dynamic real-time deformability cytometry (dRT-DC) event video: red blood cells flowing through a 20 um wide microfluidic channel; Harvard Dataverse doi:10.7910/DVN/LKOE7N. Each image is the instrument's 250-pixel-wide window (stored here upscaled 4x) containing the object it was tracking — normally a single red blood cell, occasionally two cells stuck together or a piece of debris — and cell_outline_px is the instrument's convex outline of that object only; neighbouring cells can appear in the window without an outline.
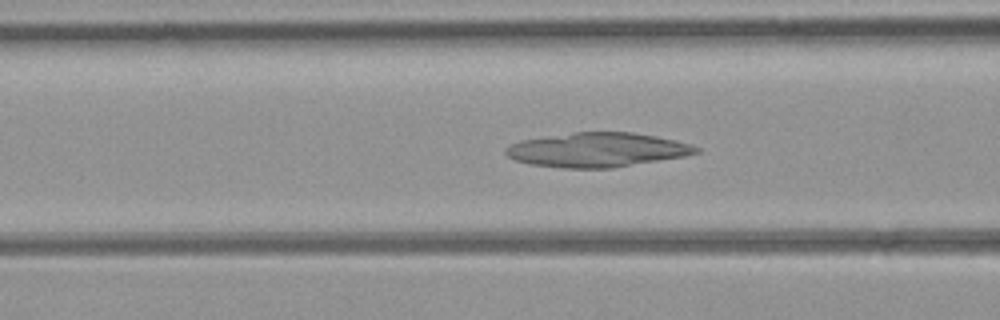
{"species": "common noctule bat (a hibernating species)", "species_latin": "Nyctalus noctula", "temperature_condition": "room temperature", "stored_images_in_passage": 51, "camera_frame_rate_fps": 3000, "um_per_image_px": 0.085, "animal": {"sex": "female", "body_mass_g": 21.9}, "frame": {"image": 1, "passage_image": 19, "time_ms": 6.0, "image_size_px": [1000, 320], "cell_outline_px": [[700, 152], [684, 156], [612, 168], [564, 168], [532, 164], [516, 160], [508, 156], [504, 152], [504, 148], [512, 144], [524, 140], [572, 132], [632, 132], [656, 136], [688, 144], [700, 148]], "centroid_in_image_um": [50.76, 12.74], "position_along_channel_um": 115.8, "area_um2": 37.63}}
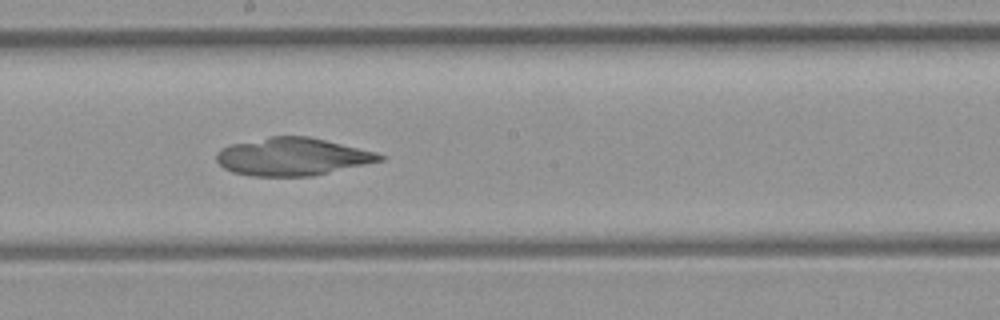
{"frame": {"image": 2, "passage_image": 27, "time_ms": 8.667, "image_size_px": [1000, 320], "cell_outline_px": [[388, 156], [384, 160], [312, 176], [252, 176], [232, 172], [224, 168], [216, 160], [216, 152], [220, 148], [232, 144], [272, 136], [308, 136], [376, 152]], "centroid_in_image_um": [24.85, 13.32], "position_along_channel_um": 223.3, "area_um2": 35.78}}
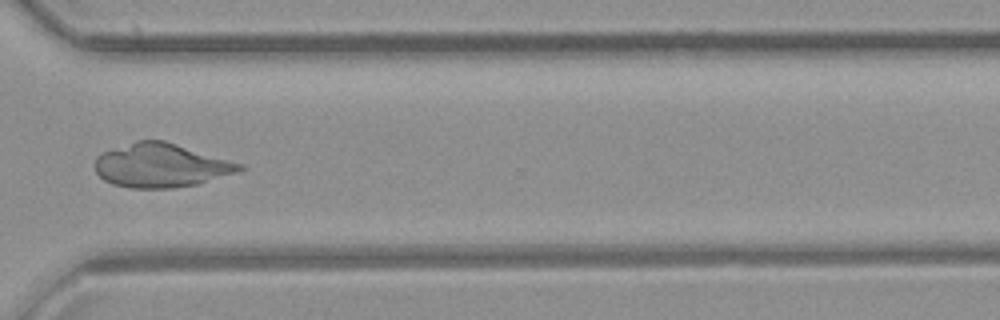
{"frame": {"image": 3, "passage_image": 37, "time_ms": 12.0, "image_size_px": [1000, 320], "cell_outline_px": [[248, 168], [240, 172], [196, 184], [172, 188], [132, 188], [112, 184], [104, 180], [96, 172], [96, 156], [104, 152], [136, 140], [164, 140], [244, 164]], "centroid_in_image_um": [13.73, 14.06], "position_along_channel_um": 356.9, "area_um2": 36.93}}